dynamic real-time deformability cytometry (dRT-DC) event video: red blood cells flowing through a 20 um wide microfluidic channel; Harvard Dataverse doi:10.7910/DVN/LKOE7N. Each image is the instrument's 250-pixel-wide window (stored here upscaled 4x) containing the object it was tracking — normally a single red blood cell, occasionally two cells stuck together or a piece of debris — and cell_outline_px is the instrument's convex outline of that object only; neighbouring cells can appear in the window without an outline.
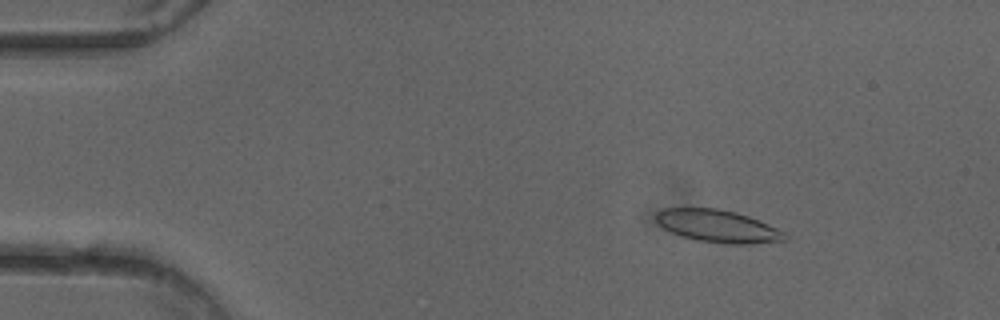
{"species": "common noctule bat (a hibernating species)", "species_latin": "Nyctalus noctula", "temperature_condition": "cold", "stored_images_in_passage": 52, "camera_frame_rate_fps": 3000, "um_per_image_px": 0.085, "animal": {"sex": "female"}, "frame": {"image": 1, "passage_image": 8, "time_ms": 2.333, "image_size_px": [1000, 320], "cell_outline_px": [[788, 240], [752, 244], [728, 244], [696, 240], [680, 236], [664, 228], [656, 220], [656, 212], [664, 208], [716, 208], [736, 212], [748, 216], [776, 228], [784, 232], [788, 236]], "centroid_in_image_um": [61.02, 19.23], "position_along_channel_um": 24.0, "area_um2": 24.33}}
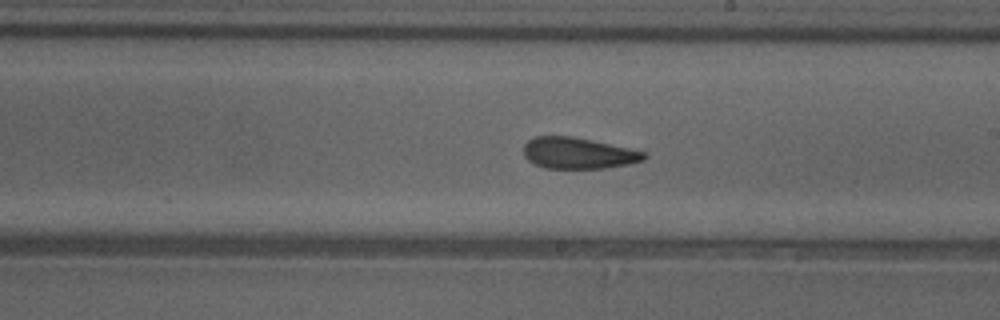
{"frame": {"image": 2, "passage_image": 30, "time_ms": 9.667, "image_size_px": [1000, 320], "cell_outline_px": [[648, 156], [644, 160], [628, 164], [604, 168], [544, 168], [528, 160], [524, 156], [524, 144], [528, 140], [536, 136], [572, 136], [592, 140], [648, 152]], "centroid_in_image_um": [49.17, 13.01], "position_along_channel_um": 239.8, "area_um2": 21.96}}
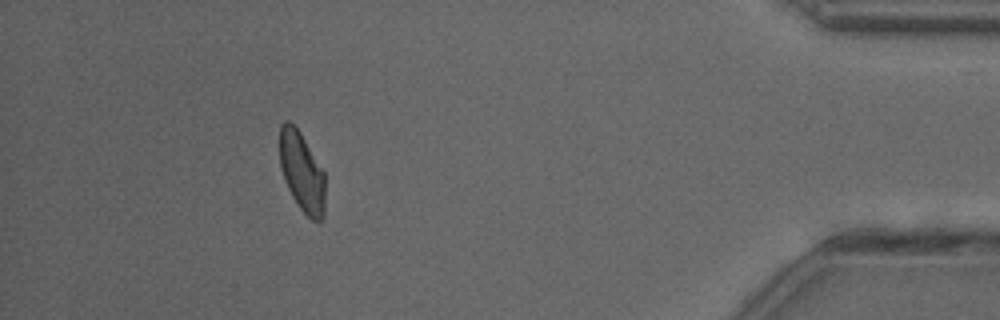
{"frame": {"image": 3, "passage_image": 47, "time_ms": 15.333, "image_size_px": [1000, 320], "cell_outline_px": [[324, 216], [320, 220], [312, 220], [300, 208], [292, 196], [284, 180], [280, 168], [280, 124], [284, 120], [288, 120], [300, 132], [324, 172]], "centroid_in_image_um": [25.64, 14.6], "position_along_channel_um": 409.6, "area_um2": 20.87}, "authors_computed_cell_mechanics": {"area_um2": 22.8888, "velocity_mm_per_s": 4.0144, "shape_relaxation_time_tau1_ms": 5.4717, "shape_relaxation_time_tau2_ms": 2.0204, "deformation_change_tau1": 0.1326, "deformation_change_tau2": 0.0895}}